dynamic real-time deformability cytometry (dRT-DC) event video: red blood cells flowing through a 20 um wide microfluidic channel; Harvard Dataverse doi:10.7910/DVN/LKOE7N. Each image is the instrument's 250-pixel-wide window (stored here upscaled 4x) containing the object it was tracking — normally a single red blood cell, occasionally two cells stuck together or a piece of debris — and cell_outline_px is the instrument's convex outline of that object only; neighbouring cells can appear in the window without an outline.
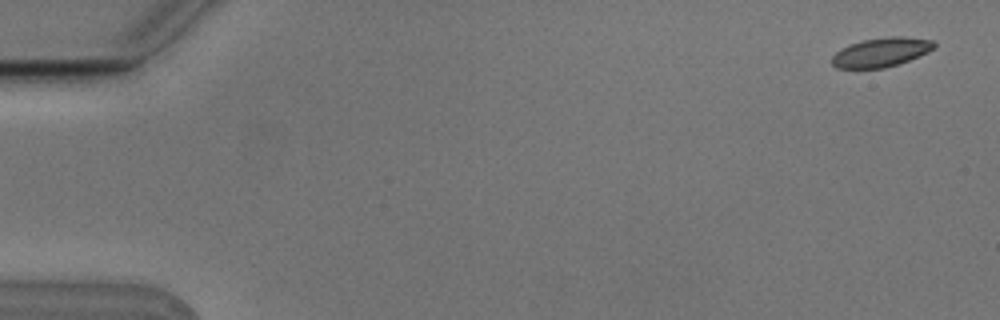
{"species": "Egyptian fruit bat (a non-hibernating species)", "species_latin": "Rousettus aegyptiacus", "temperature_condition": "cold", "stored_images_in_passage": 6, "segment_of_instrument_passage": [1, 2], "camera_frame_rate_fps": 3000, "um_per_image_px": 0.085, "animal": {"sex": "male"}, "frame": {"image": 1, "passage_image": 1, "time_ms": 0.0, "image_size_px": [1000, 320], "cell_outline_px": [[936, 48], [928, 52], [908, 60], [884, 68], [836, 68], [832, 64], [832, 56], [836, 52], [848, 44], [864, 40], [888, 36], [908, 36], [932, 40], [936, 44]], "centroid_in_image_um": [74.91, 4.42], "position_along_channel_um": 10.1, "area_um2": 17.4}}